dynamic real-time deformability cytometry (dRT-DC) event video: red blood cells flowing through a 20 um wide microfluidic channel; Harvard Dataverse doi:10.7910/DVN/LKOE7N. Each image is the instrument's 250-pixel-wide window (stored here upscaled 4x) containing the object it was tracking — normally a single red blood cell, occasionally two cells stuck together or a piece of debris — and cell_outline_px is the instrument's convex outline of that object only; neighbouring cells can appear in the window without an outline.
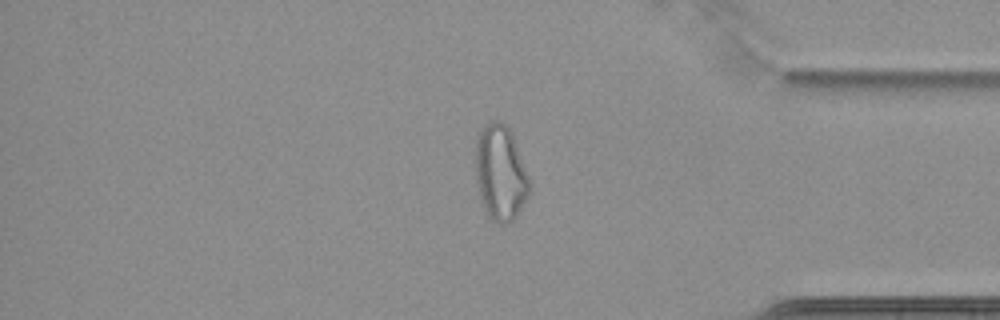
{"species": "common noctule bat (a hibernating species)", "species_latin": "Nyctalus noctula", "temperature_condition": "cold", "stored_images_in_passage": 63, "camera_frame_rate_fps": 3000, "um_per_image_px": 0.085, "animal": {"sex": "female", "body_mass_g": 22.7, "forearm_length_mm": 54.2}, "frame": {"image": 1, "passage_image": 54, "time_ms": 17.667, "image_size_px": [1000, 320], "cell_outline_px": [[528, 192], [516, 216], [512, 220], [504, 224], [500, 224], [492, 220], [480, 200], [476, 180], [476, 136], [480, 128], [484, 124], [492, 120], [496, 120], [504, 124], [512, 132], [528, 176]], "centroid_in_image_um": [42.5, 14.64], "position_along_channel_um": 392.7, "area_um2": 29.59}, "authors_computed_cell_mechanics": {"area_um2": 29.7092, "velocity_mm_per_s": 3.4777, "shape_relaxation_time_tau1_ms": null, "shape_relaxation_time_tau2_ms": 1.8324, "deformation_change_tau1": null, "deformation_change_tau2": 0.0644}}